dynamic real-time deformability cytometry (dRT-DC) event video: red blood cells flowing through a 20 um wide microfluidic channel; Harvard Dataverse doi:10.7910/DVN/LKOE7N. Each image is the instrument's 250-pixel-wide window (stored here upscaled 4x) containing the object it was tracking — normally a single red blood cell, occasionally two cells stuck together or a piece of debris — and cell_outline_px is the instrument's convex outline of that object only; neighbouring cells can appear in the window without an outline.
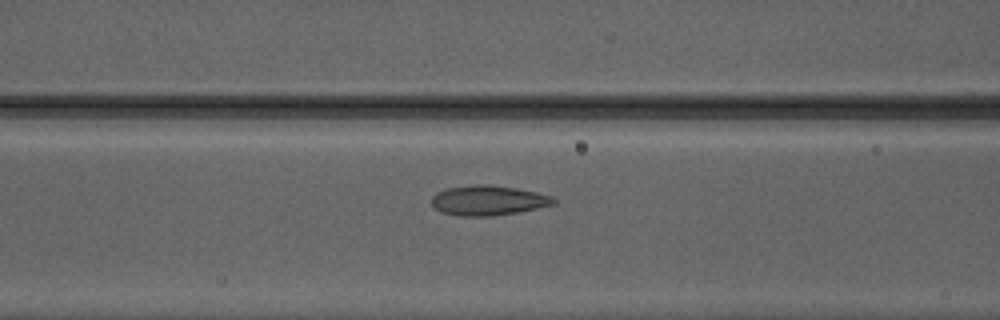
{"species": "Egyptian fruit bat (a non-hibernating species)", "species_latin": "Rousettus aegyptiacus", "temperature_condition": "warm", "stored_images_in_passage": 6, "camera_frame_rate_fps": 3000, "um_per_image_px": 0.085, "animal": {"sex": "male"}, "frame": {"image": 1, "passage_image": 5, "time_ms": 1.333, "image_size_px": [1000, 320], "cell_outline_px": [[556, 204], [516, 212], [492, 216], [456, 216], [440, 212], [432, 204], [432, 196], [436, 192], [444, 188], [476, 184], [484, 184], [516, 188], [536, 192], [552, 196], [556, 200]], "centroid_in_image_um": [41.46, 17.03], "position_along_channel_um": 125.1, "area_um2": 21.33}}